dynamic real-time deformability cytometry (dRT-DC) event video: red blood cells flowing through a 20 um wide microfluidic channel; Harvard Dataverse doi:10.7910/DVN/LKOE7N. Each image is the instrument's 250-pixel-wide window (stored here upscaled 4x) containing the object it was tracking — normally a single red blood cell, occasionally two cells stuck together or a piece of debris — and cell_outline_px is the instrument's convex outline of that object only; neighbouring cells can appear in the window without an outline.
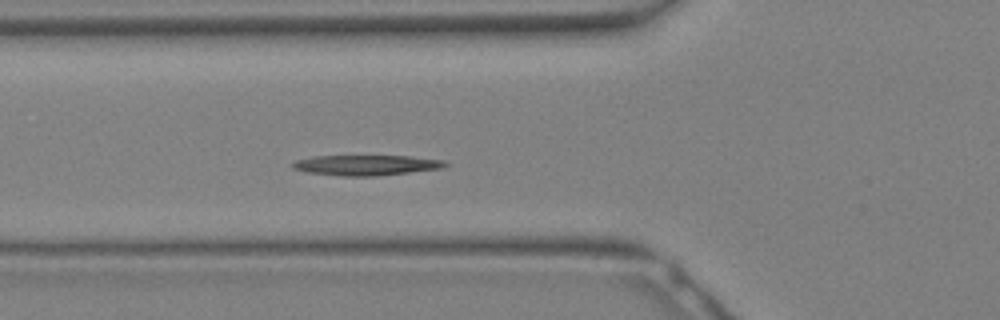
{"species": "Egyptian fruit bat (a non-hibernating species)", "species_latin": "Rousettus aegyptiacus", "temperature_condition": "warm", "stored_images_in_passage": 13, "camera_frame_rate_fps": 3000, "um_per_image_px": 0.085, "animal": {"sex": "female"}, "frame": {"image": 1, "passage_image": 5, "time_ms": 1.333, "image_size_px": [1000, 320], "cell_outline_px": [[452, 164], [444, 168], [376, 176], [340, 176], [308, 172], [292, 168], [292, 164], [296, 160], [312, 156], [412, 156], [444, 160]], "centroid_in_image_um": [31.2, 14.03], "position_along_channel_um": 94.6, "area_um2": 18.21}}
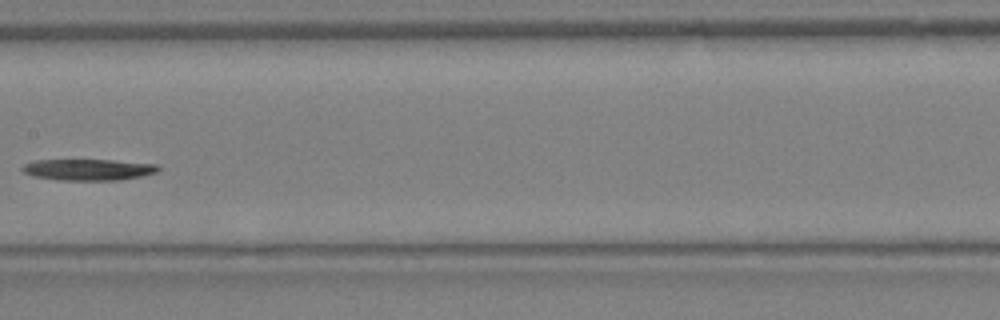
{"frame": {"image": 2, "passage_image": 10, "time_ms": 3.0, "image_size_px": [1000, 320], "cell_outline_px": [[160, 168], [156, 172], [140, 176], [120, 180], [56, 180], [32, 176], [24, 172], [20, 168], [24, 164], [36, 160], [112, 160], [156, 164]], "centroid_in_image_um": [7.47, 14.42], "position_along_channel_um": 199.9, "area_um2": 16.82}}
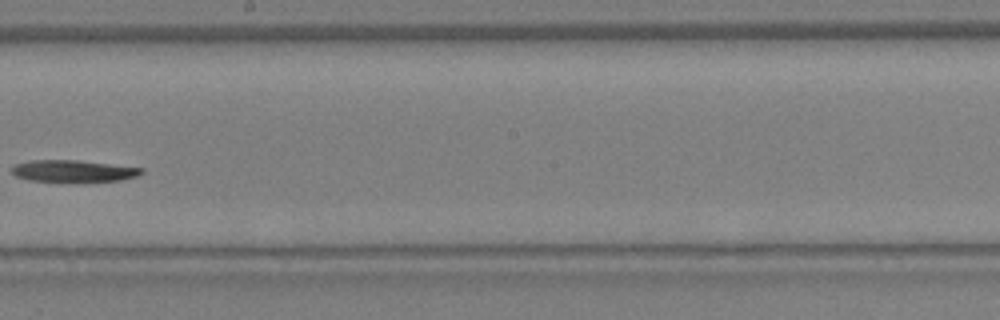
{"frame": {"image": 3, "passage_image": 12, "time_ms": 3.667, "image_size_px": [1000, 320], "cell_outline_px": [[144, 172], [136, 176], [120, 180], [76, 184], [28, 180], [16, 176], [12, 172], [12, 164], [32, 160], [76, 160], [144, 168]], "centroid_in_image_um": [6.21, 14.57], "position_along_channel_um": 242.0, "area_um2": 17.22}}